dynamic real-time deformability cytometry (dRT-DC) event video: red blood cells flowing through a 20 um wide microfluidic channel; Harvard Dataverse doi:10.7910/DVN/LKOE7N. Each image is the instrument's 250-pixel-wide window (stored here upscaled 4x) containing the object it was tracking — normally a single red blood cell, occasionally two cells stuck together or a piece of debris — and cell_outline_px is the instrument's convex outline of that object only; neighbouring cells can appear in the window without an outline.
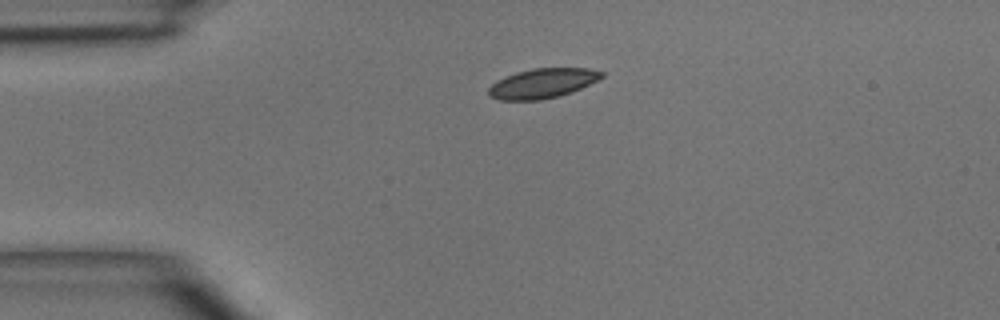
{"species": "common noctule bat (a hibernating species)", "species_latin": "Nyctalus noctula", "temperature_condition": "room temperature", "stored_images_in_passage": 2, "camera_frame_rate_fps": 3000, "um_per_image_px": 0.085, "animal": {"sex": "male", "body_mass_g": 15.6}, "frame": {"image": 1, "passage_image": 1, "time_ms": 0.0, "image_size_px": [1000, 320], "cell_outline_px": [[604, 76], [572, 92], [560, 96], [540, 100], [500, 100], [488, 96], [488, 88], [496, 80], [504, 76], [516, 72], [532, 68], [588, 68], [604, 72]], "centroid_in_image_um": [46.07, 7.08], "position_along_channel_um": 38.9, "area_um2": 19.65}}